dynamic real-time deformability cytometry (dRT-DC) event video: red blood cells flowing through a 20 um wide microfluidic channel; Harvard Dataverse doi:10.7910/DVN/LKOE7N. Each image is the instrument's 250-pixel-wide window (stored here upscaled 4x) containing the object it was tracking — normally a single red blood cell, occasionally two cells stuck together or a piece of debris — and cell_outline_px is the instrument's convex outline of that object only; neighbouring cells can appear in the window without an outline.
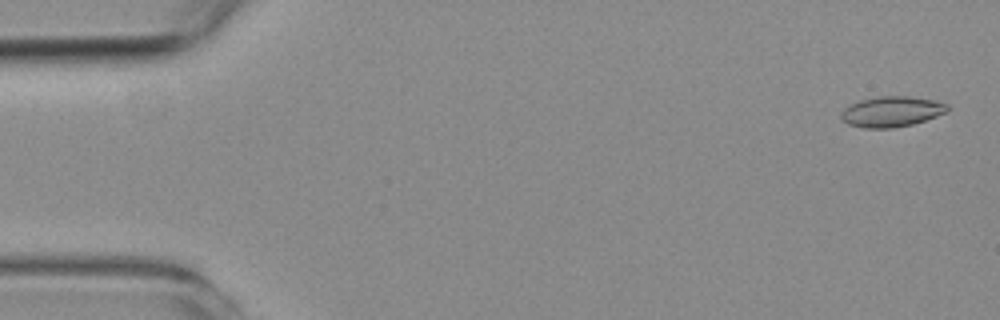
{"species": "common noctule bat (a hibernating species)", "species_latin": "Nyctalus noctula", "temperature_condition": "room temperature", "stored_images_in_passage": 55, "camera_frame_rate_fps": 3000, "um_per_image_px": 0.085, "animal": {"sex": "female", "body_mass_g": 19.3, "forearm_length_mm": 54.1}, "frame": {"image": 1, "passage_image": 2, "time_ms": 0.333, "image_size_px": [1000, 320], "cell_outline_px": [[948, 112], [912, 124], [892, 128], [864, 128], [848, 124], [840, 120], [840, 112], [848, 104], [860, 100], [880, 96], [908, 96], [936, 100], [948, 104]], "centroid_in_image_um": [75.75, 9.48], "position_along_channel_um": 9.3, "area_um2": 19.07}}
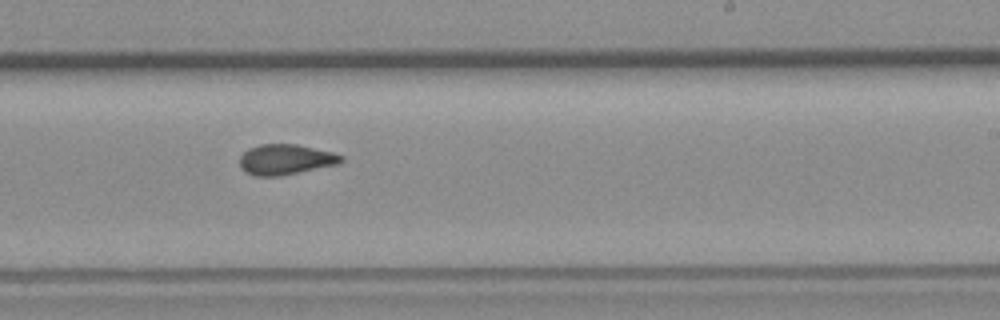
{"frame": {"image": 2, "passage_image": 33, "time_ms": 10.667, "image_size_px": [1000, 320], "cell_outline_px": [[344, 160], [340, 164], [280, 176], [256, 176], [244, 172], [240, 168], [240, 156], [248, 148], [260, 144], [296, 144], [332, 152], [344, 156]], "centroid_in_image_um": [24.27, 13.56], "position_along_channel_um": 264.7, "area_um2": 18.15}}
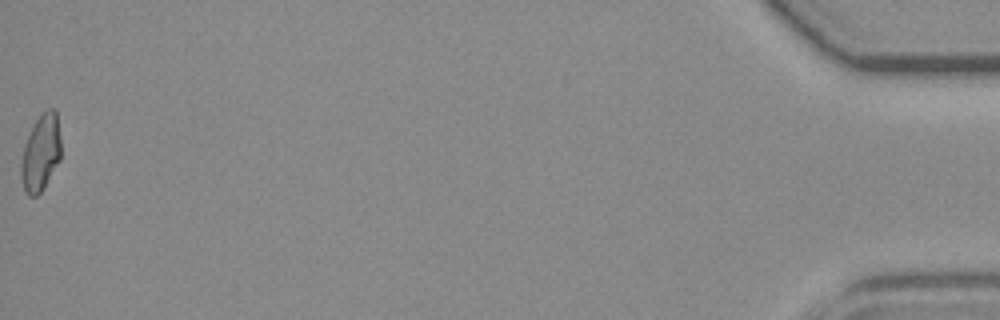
{"frame": {"image": 3, "passage_image": 55, "time_ms": 18.0, "image_size_px": [1000, 320], "cell_outline_px": [[60, 160], [44, 188], [36, 196], [28, 196], [24, 192], [20, 176], [20, 164], [24, 144], [36, 120], [48, 108], [56, 108], [60, 140]], "centroid_in_image_um": [3.45, 13.03], "position_along_channel_um": 431.8, "area_um2": 17.86}, "authors_computed_cell_mechanics": {"area_um2": 17.918, "velocity_mm_per_s": 3.7503, "shape_relaxation_time_tau1_ms": null, "shape_relaxation_time_tau2_ms": 1.998, "deformation_change_tau1": null, "deformation_change_tau2": 0.0743}}